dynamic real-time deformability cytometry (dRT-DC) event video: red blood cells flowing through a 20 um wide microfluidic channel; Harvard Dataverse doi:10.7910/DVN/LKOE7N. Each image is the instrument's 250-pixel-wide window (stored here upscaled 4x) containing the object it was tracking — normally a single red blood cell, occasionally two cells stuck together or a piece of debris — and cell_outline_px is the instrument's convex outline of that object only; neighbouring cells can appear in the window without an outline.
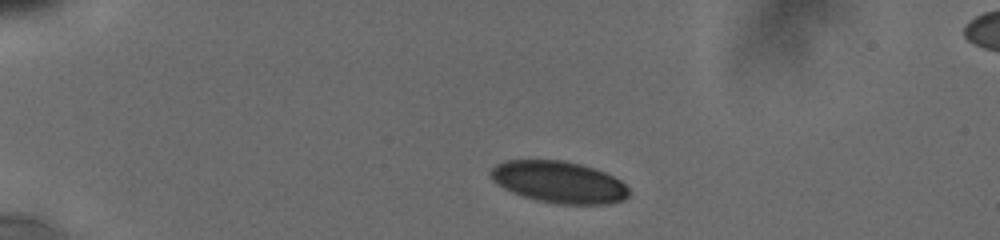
{"species": "human", "species_latin": "Homo sapiens", "temperature_condition": "cold", "stored_images_in_passage": 7, "camera_frame_rate_fps": 3000, "um_per_image_px": 0.085, "donor": {"sex": "male"}, "frame": {"image": 1, "passage_image": 1, "time_ms": 0.0, "image_size_px": [1000, 240], "cell_outline_px": [[628, 196], [624, 200], [608, 204], [556, 204], [536, 200], [512, 192], [504, 188], [492, 180], [488, 172], [496, 164], [504, 160], [564, 160], [580, 164], [604, 172], [620, 180], [628, 188]], "centroid_in_image_um": [47.48, 15.47], "position_along_channel_um": 37.5, "area_um2": 33.64}}